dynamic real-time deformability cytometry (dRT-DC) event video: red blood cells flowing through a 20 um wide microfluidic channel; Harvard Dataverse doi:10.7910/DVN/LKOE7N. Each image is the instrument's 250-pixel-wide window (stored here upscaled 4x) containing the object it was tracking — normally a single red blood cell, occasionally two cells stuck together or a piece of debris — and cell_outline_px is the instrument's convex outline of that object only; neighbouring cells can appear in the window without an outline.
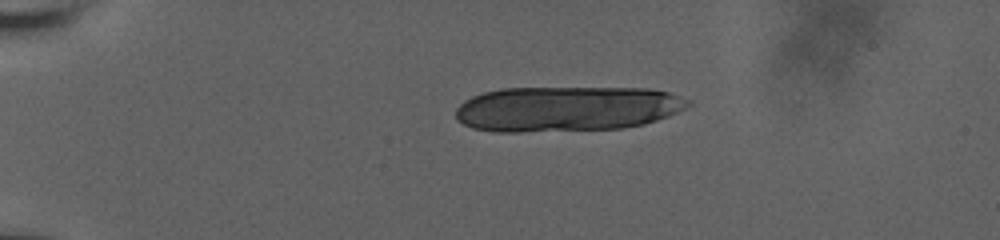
{"species": "human", "species_latin": "Homo sapiens", "temperature_condition": "room temperature", "stored_images_in_passage": 17, "camera_frame_rate_fps": 3000, "um_per_image_px": 0.085, "donor": {"sex": "male"}, "frame": {"image": 1, "passage_image": 1, "time_ms": 0.0, "image_size_px": [1000, 240], "cell_outline_px": [[692, 104], [668, 116], [644, 124], [620, 128], [520, 132], [496, 132], [472, 128], [456, 120], [456, 108], [464, 100], [472, 96], [484, 92], [500, 88], [648, 88], [668, 92], [692, 100]], "centroid_in_image_um": [48.15, 9.24], "position_along_channel_um": 36.9, "area_um2": 61.44}}